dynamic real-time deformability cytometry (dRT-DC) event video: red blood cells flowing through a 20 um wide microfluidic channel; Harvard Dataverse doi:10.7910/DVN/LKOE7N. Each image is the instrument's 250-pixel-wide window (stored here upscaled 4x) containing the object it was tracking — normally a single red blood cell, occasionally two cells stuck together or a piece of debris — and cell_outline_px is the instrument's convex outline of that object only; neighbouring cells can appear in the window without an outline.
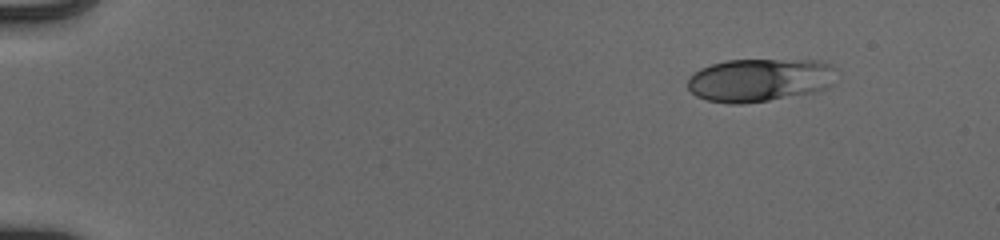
{"species": "human", "species_latin": "Homo sapiens", "temperature_condition": "cold", "stored_images_in_passage": 48, "camera_frame_rate_fps": 3000, "um_per_image_px": 0.085, "donor": {"sex": "male"}, "frame": {"image": 1, "passage_image": 1, "time_ms": 0.0, "image_size_px": [1000, 240], "cell_outline_px": [[836, 84], [828, 88], [816, 92], [744, 104], [728, 104], [708, 100], [696, 96], [688, 88], [688, 80], [700, 68], [712, 64], [728, 60], [820, 60], [832, 64], [836, 68]], "centroid_in_image_um": [64.67, 6.8], "position_along_channel_um": 20.3, "area_um2": 37.86}}
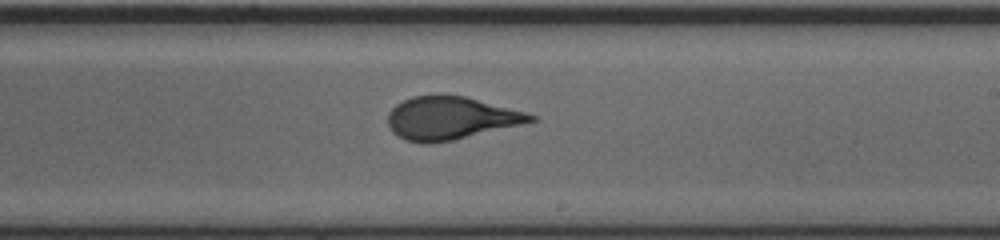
{"frame": {"image": 2, "passage_image": 28, "time_ms": 9.0, "image_size_px": [1000, 240], "cell_outline_px": [[540, 120], [452, 140], [428, 144], [424, 144], [404, 140], [392, 132], [388, 124], [388, 112], [396, 104], [412, 96], [464, 96], [540, 116]], "centroid_in_image_um": [38.3, 10.06], "position_along_channel_um": 250.7, "area_um2": 35.37}}
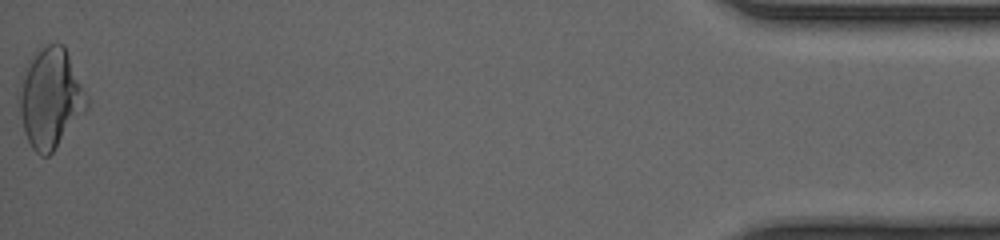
{"frame": {"image": 3, "passage_image": 48, "time_ms": 15.667, "image_size_px": [1000, 240], "cell_outline_px": [[88, 108], [52, 152], [48, 156], [40, 156], [32, 148], [24, 132], [16, 100], [20, 76], [32, 52], [48, 44], [64, 44], [88, 96]], "centroid_in_image_um": [4.24, 8.31], "position_along_channel_um": 431.0, "area_um2": 40.0}, "authors_computed_cell_mechanics": {"area_um2": 35.836, "velocity_mm_per_s": 3.9706, "shape_relaxation_time_tau1_ms": 5.1867, "shape_relaxation_time_tau2_ms": null, "deformation_change_tau1": 0.1922, "deformation_change_tau2": null}}